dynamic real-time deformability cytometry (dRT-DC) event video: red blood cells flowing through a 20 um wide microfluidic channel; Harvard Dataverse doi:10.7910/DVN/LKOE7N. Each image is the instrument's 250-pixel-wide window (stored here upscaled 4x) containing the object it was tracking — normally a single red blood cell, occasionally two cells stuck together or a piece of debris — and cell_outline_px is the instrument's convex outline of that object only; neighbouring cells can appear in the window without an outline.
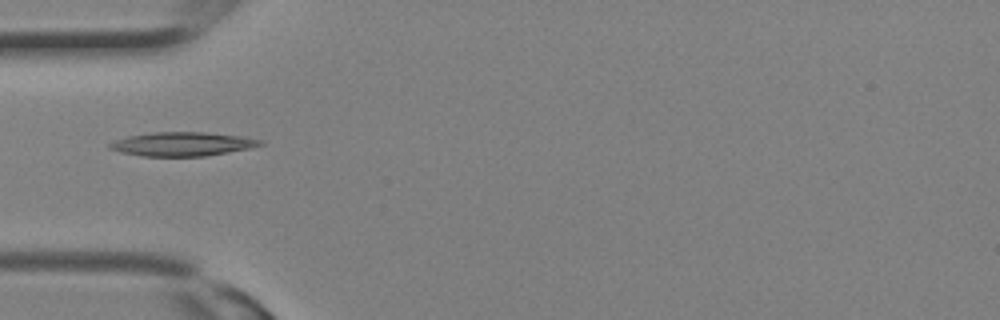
{"species": "Egyptian fruit bat (a non-hibernating species)", "species_latin": "Rousettus aegyptiacus", "temperature_condition": "room temperature", "stored_images_in_passage": 4, "camera_frame_rate_fps": 3000, "um_per_image_px": 0.085, "animal": {"sex": "female"}, "frame": {"image": 1, "passage_image": 1, "time_ms": 0.0, "image_size_px": [1000, 320], "cell_outline_px": [[264, 144], [248, 148], [228, 152], [204, 156], [144, 156], [120, 152], [108, 148], [108, 144], [116, 140], [128, 136], [152, 132], [204, 132], [240, 136], [260, 140]], "centroid_in_image_um": [15.45, 12.24], "position_along_channel_um": 69.6, "area_um2": 20.69}}
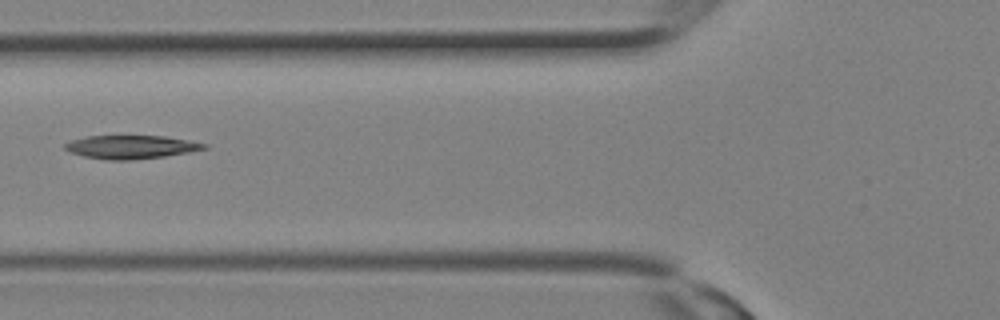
{"frame": {"image": 2, "passage_image": 3, "time_ms": 0.667, "image_size_px": [1000, 320], "cell_outline_px": [[208, 148], [188, 152], [164, 156], [132, 160], [104, 160], [84, 156], [72, 152], [64, 148], [64, 144], [72, 140], [88, 136], [164, 136], [188, 140], [208, 144]], "centroid_in_image_um": [11.15, 12.49], "position_along_channel_um": 114.7, "area_um2": 18.84}}